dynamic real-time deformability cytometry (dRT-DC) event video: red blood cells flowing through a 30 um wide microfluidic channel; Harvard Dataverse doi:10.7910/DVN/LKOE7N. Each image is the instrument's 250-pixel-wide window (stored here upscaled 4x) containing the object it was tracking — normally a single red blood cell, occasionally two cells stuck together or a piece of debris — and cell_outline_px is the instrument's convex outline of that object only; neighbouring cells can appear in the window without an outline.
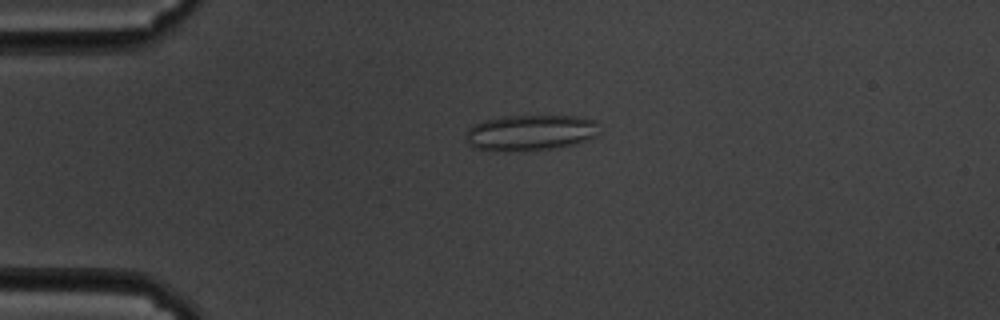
{"species": "common noctule bat (a hibernating species)", "species_latin": "Nyctalus noctula", "temperature_condition": "cold", "stored_images_in_passage": 59, "camera_frame_rate_fps": 3000, "um_per_image_px": 0.085, "animal": {"sex": "male", "body_mass_g": 19.5, "forearm_length_mm": 54.6}, "frame": {"image": 1, "passage_image": 14, "time_ms": 4.333, "image_size_px": [1000, 320], "cell_outline_px": [[596, 136], [592, 140], [560, 148], [524, 152], [488, 152], [472, 148], [468, 144], [464, 132], [472, 124], [484, 120], [504, 116], [576, 116], [596, 120]], "centroid_in_image_um": [45.02, 11.32], "position_along_channel_um": 40.0, "area_um2": 28.96}}
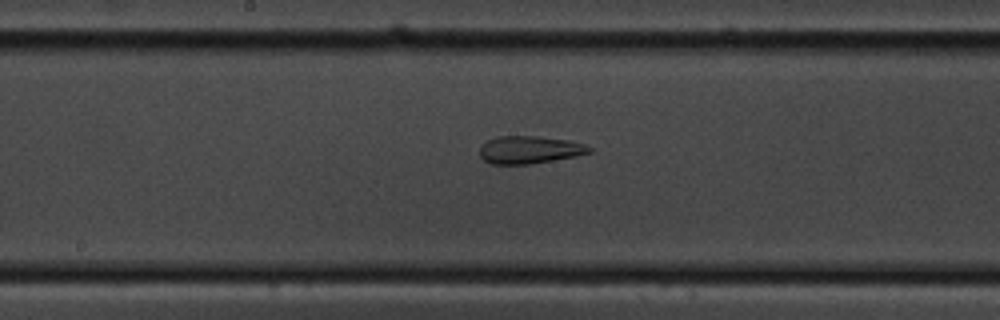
{"frame": {"image": 2, "passage_image": 31, "time_ms": 10.0, "image_size_px": [1000, 320], "cell_outline_px": [[592, 152], [576, 156], [532, 164], [492, 164], [484, 160], [480, 156], [480, 144], [496, 136], [536, 136], [568, 140], [584, 144], [592, 148]], "centroid_in_image_um": [44.99, 12.73], "position_along_channel_um": 203.2, "area_um2": 17.74}}
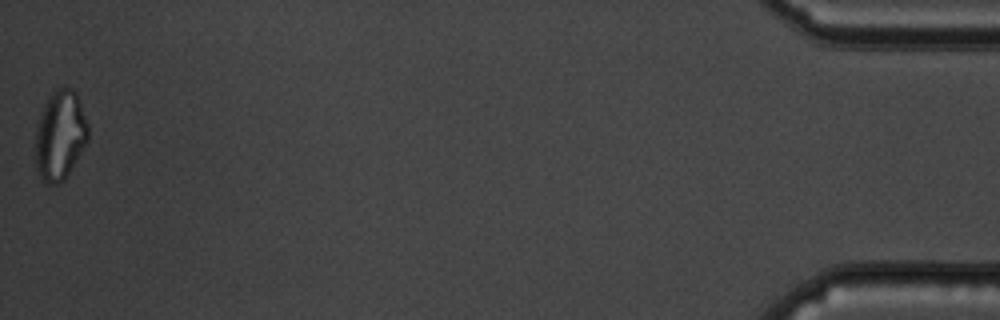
{"frame": {"image": 3, "passage_image": 59, "time_ms": 19.333, "image_size_px": [1000, 320], "cell_outline_px": [[88, 140], [64, 180], [60, 184], [48, 184], [44, 180], [36, 168], [36, 128], [40, 112], [44, 104], [52, 92], [64, 84], [72, 88], [76, 92], [88, 124]], "centroid_in_image_um": [5.11, 11.46], "position_along_channel_um": 430.1, "area_um2": 27.46}, "authors_computed_cell_mechanics": {"area_um2": 24.7962, "velocity_mm_per_s": 3.3979, "shape_relaxation_time_tau1_ms": null, "shape_relaxation_time_tau2_ms": 1.9063, "deformation_change_tau1": null, "deformation_change_tau2": 0.1029}}